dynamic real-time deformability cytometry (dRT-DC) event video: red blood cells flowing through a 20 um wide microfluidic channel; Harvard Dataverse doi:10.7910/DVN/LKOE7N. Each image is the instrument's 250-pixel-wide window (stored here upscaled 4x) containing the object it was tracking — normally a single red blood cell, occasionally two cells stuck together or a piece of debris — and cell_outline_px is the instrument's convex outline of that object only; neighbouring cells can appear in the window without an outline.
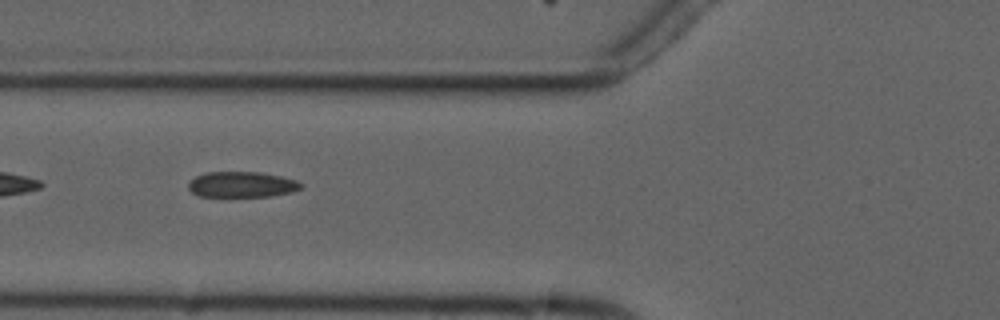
{"species": "common noctule bat (a hibernating species)", "species_latin": "Nyctalus noctula", "temperature_condition": "cold", "stored_images_in_passage": 8, "camera_frame_rate_fps": 3000, "um_per_image_px": 0.085, "animal": {"sex": "male", "forearm_length_mm": 52.5}, "frame": {"image": 1, "passage_image": 5, "time_ms": 5.667, "image_size_px": [1000, 320], "cell_outline_px": [[304, 184], [300, 188], [292, 192], [268, 196], [200, 196], [192, 192], [188, 188], [188, 184], [196, 176], [208, 172], [260, 172], [280, 176], [296, 180]], "centroid_in_image_um": [20.57, 15.68], "position_along_channel_um": 105.2, "area_um2": 16.65}}
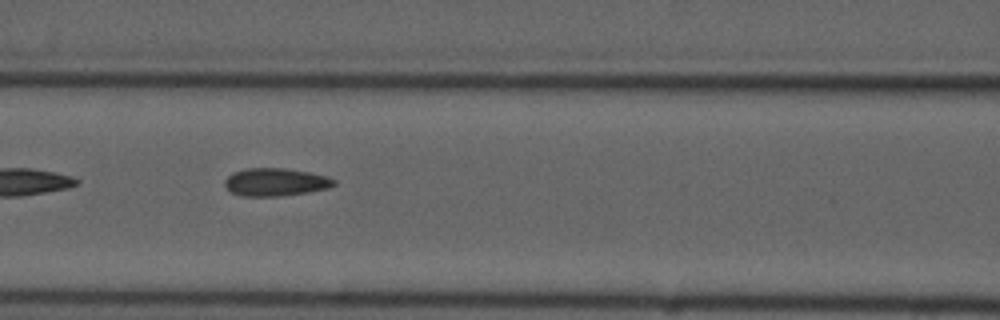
{"frame": {"image": 2, "passage_image": 6, "time_ms": 6.667, "image_size_px": [1000, 320], "cell_outline_px": [[336, 184], [328, 188], [308, 192], [280, 196], [240, 196], [232, 192], [224, 184], [224, 180], [232, 172], [244, 168], [284, 168], [308, 172], [328, 176], [336, 180]], "centroid_in_image_um": [23.41, 15.47], "position_along_channel_um": 143.2, "area_um2": 17.8}}
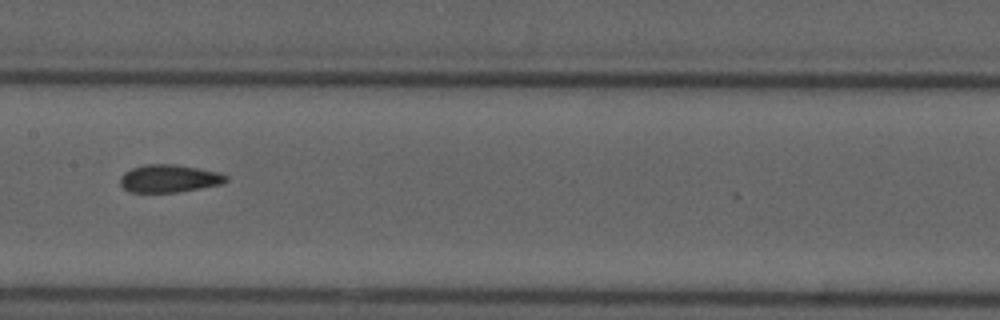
{"frame": {"image": 3, "passage_image": 7, "time_ms": 8.0, "image_size_px": [1000, 320], "cell_outline_px": [[228, 180], [220, 184], [200, 188], [176, 192], [128, 192], [120, 184], [120, 176], [124, 172], [132, 168], [148, 164], [176, 164], [220, 172], [228, 176]], "centroid_in_image_um": [14.37, 15.17], "position_along_channel_um": 193.0, "area_um2": 17.11}}